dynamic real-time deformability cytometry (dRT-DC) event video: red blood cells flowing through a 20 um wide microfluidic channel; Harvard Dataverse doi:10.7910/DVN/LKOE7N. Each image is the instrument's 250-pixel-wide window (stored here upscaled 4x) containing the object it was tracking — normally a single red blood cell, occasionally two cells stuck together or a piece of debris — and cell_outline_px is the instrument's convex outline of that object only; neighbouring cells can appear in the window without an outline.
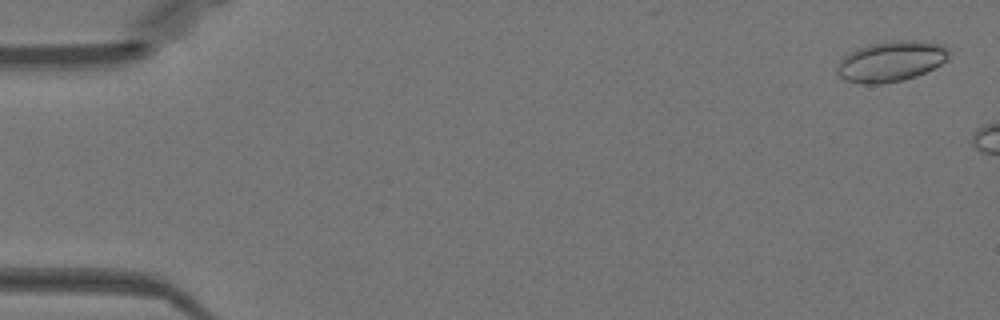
{"species": "Egyptian fruit bat (a non-hibernating species)", "species_latin": "Rousettus aegyptiacus", "temperature_condition": "warm", "stored_images_in_passage": 6, "camera_frame_rate_fps": 3000, "um_per_image_px": 0.085, "animal": {"sex": "female"}, "frame": {"image": 1, "passage_image": 2, "time_ms": 0.333, "image_size_px": [1000, 320], "cell_outline_px": [[948, 56], [940, 64], [916, 76], [904, 80], [884, 84], [864, 84], [844, 80], [836, 72], [836, 68], [840, 60], [848, 52], [868, 44], [892, 40], [920, 40], [944, 44], [948, 48]], "centroid_in_image_um": [75.71, 5.2], "position_along_channel_um": 9.3, "area_um2": 26.59}}